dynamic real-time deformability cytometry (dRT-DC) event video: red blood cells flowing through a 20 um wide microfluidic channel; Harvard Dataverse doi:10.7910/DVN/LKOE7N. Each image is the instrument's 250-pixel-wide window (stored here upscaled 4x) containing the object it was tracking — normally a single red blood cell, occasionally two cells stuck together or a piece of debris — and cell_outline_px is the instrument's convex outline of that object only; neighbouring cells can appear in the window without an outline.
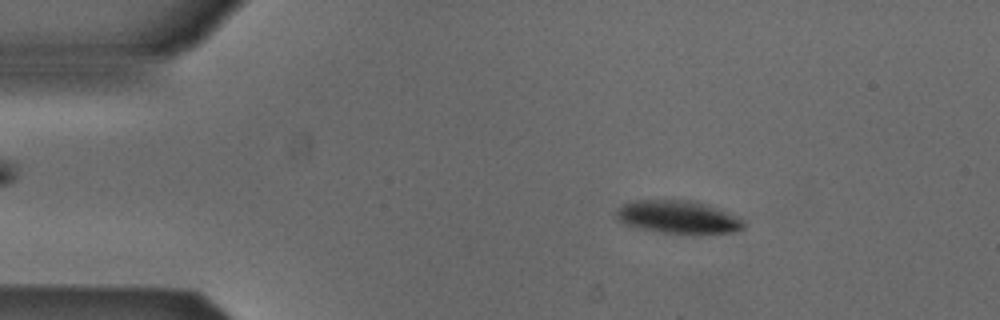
{"species": "Egyptian fruit bat (a non-hibernating species)", "species_latin": "Rousettus aegyptiacus", "temperature_condition": "cold", "stored_images_in_passage": 52, "camera_frame_rate_fps": 3000, "um_per_image_px": 0.085, "animal": {"sex": "male"}, "frame": {"image": 1, "passage_image": 8, "time_ms": 2.333, "image_size_px": [1000, 320], "cell_outline_px": [[744, 228], [732, 232], [692, 236], [636, 228], [624, 224], [616, 216], [616, 212], [624, 204], [632, 200], [696, 200], [708, 204], [740, 220], [744, 224]], "centroid_in_image_um": [57.61, 18.47], "position_along_channel_um": 27.4, "area_um2": 24.62}}
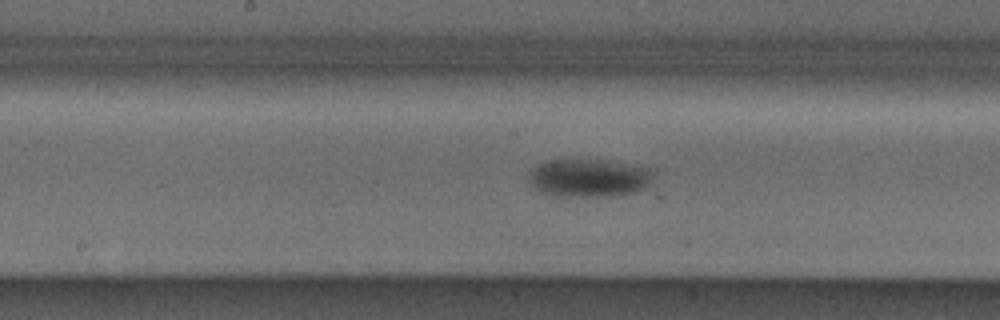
{"frame": {"image": 2, "passage_image": 26, "time_ms": 8.333, "image_size_px": [1000, 320], "cell_outline_px": [[656, 168], [648, 184], [644, 188], [632, 192], [600, 196], [556, 196], [532, 188], [528, 180], [528, 172], [532, 168], [548, 160], [600, 160]], "centroid_in_image_um": [50.02, 15.11], "position_along_channel_um": 198.2, "area_um2": 27.46}}
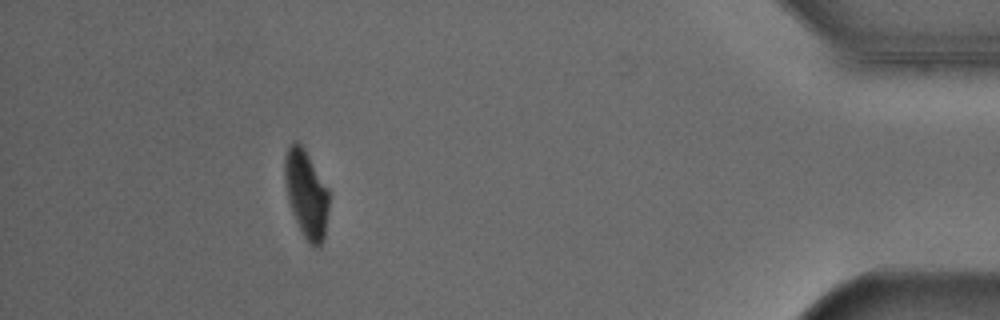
{"frame": {"image": 3, "passage_image": 47, "time_ms": 15.333, "image_size_px": [1000, 320], "cell_outline_px": [[328, 208], [324, 240], [320, 248], [312, 248], [308, 244], [292, 212], [288, 200], [284, 176], [284, 156], [288, 148], [296, 140], [304, 148], [328, 188]], "centroid_in_image_um": [26.03, 16.52], "position_along_channel_um": 409.2, "area_um2": 22.54}, "authors_computed_cell_mechanics": {"area_um2": 25.4031, "velocity_mm_per_s": 3.8558, "shape_relaxation_time_tau1_ms": 3.1272, "shape_relaxation_time_tau2_ms": null, "deformation_change_tau1": 0.0927, "deformation_change_tau2": null}}